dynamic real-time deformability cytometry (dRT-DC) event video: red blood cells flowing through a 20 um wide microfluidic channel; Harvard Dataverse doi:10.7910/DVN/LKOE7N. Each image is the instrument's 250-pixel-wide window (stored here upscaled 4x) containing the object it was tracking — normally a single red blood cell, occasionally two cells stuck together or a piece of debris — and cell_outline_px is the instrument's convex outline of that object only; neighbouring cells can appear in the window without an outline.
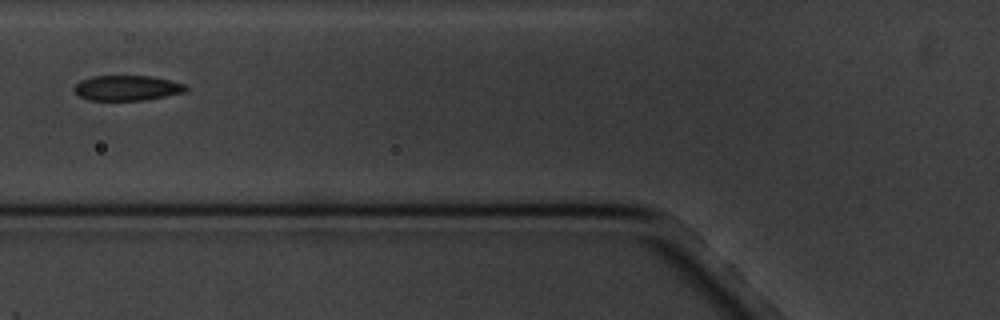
{"species": "common noctule bat (a hibernating species)", "species_latin": "Nyctalus noctula", "temperature_condition": "cold", "stored_images_in_passage": 13, "camera_frame_rate_fps": 3000, "um_per_image_px": 0.085, "animal": {"sex": "male", "body_mass_g": 20.1, "forearm_length_mm": 53.5}, "frame": {"image": 1, "passage_image": 3, "time_ms": 2.333, "image_size_px": [1000, 320], "cell_outline_px": [[188, 88], [184, 92], [144, 100], [88, 100], [80, 96], [72, 88], [80, 80], [92, 76], [152, 76], [184, 84]], "centroid_in_image_um": [10.76, 7.47], "position_along_channel_um": 115.0, "area_um2": 16.24}}
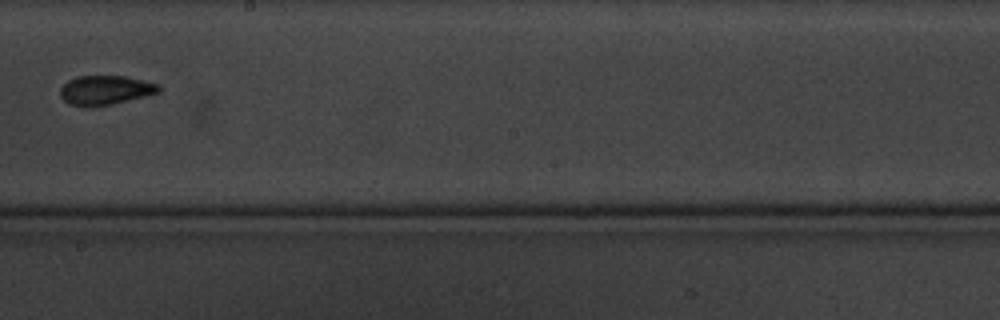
{"frame": {"image": 2, "passage_image": 6, "time_ms": 6.0, "image_size_px": [1000, 320], "cell_outline_px": [[160, 92], [112, 104], [68, 104], [60, 96], [60, 88], [68, 80], [76, 76], [124, 76], [160, 84]], "centroid_in_image_um": [8.97, 7.62], "position_along_channel_um": 239.2, "area_um2": 16.3}}
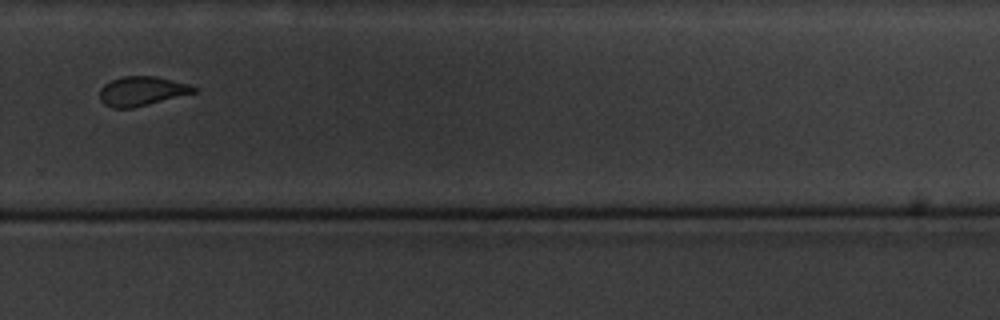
{"frame": {"image": 3, "passage_image": 8, "time_ms": 8.333, "image_size_px": [1000, 320], "cell_outline_px": [[196, 92], [132, 108], [112, 108], [104, 104], [100, 100], [100, 88], [104, 84], [112, 80], [124, 76], [156, 76], [188, 84], [196, 88]], "centroid_in_image_um": [12.01, 7.74], "position_along_channel_um": 317.8, "area_um2": 15.9}, "authors_computed_cell_mechanics": {"area_um2": 16.2996, "velocity_mm_per_s": 3.3774, "shape_relaxation_time_tau1_ms": 4.3607, "shape_relaxation_time_tau2_ms": 1.317, "deformation_change_tau1": 0.1185, "deformation_change_tau2": 0.0487}}